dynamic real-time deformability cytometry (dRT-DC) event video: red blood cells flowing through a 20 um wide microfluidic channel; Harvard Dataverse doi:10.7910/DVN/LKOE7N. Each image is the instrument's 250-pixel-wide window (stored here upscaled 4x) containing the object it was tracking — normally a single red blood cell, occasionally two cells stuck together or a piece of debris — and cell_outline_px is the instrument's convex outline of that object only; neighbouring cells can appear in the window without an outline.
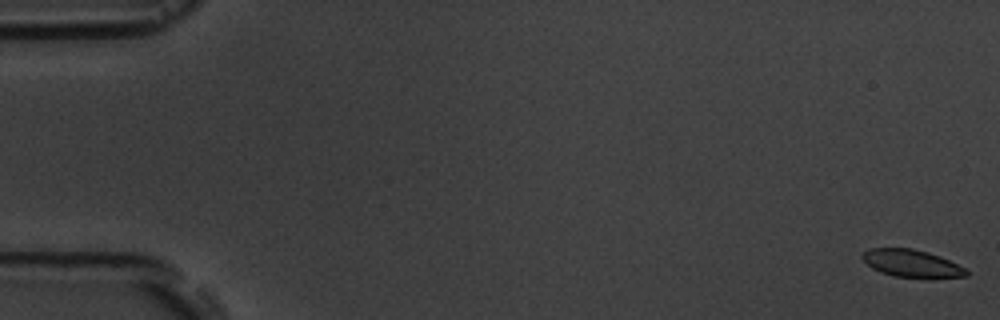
{"species": "common noctule bat (a hibernating species)", "species_latin": "Nyctalus noctula", "temperature_condition": "room temperature", "stored_images_in_passage": 6, "camera_frame_rate_fps": 3000, "um_per_image_px": 0.085, "animal": {"sex": "male", "body_mass_g": 19.5, "forearm_length_mm": 54.6}, "frame": {"image": 1, "passage_image": 1, "time_ms": 0.0, "image_size_px": [1000, 320], "cell_outline_px": [[968, 276], [896, 276], [880, 272], [872, 268], [860, 256], [868, 248], [912, 248], [928, 252], [940, 256], [964, 268], [968, 272]], "centroid_in_image_um": [77.42, 22.35], "position_along_channel_um": 7.6, "area_um2": 16.01}}
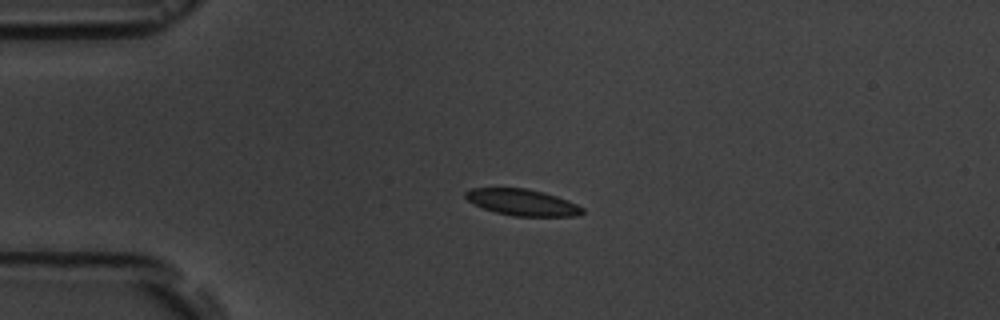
{"frame": {"image": 2, "passage_image": 4, "time_ms": 4.333, "image_size_px": [1000, 320], "cell_outline_px": [[584, 212], [580, 216], [512, 216], [496, 212], [484, 208], [468, 200], [464, 196], [464, 192], [472, 188], [524, 188], [544, 192], [568, 200], [584, 208]], "centroid_in_image_um": [44.43, 17.2], "position_along_channel_um": 40.6, "area_um2": 17.92}}
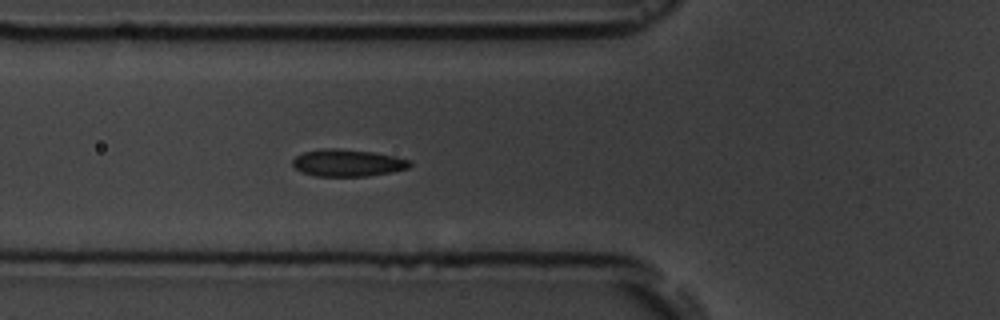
{"frame": {"image": 3, "passage_image": 6, "time_ms": 6.667, "image_size_px": [1000, 320], "cell_outline_px": [[412, 164], [408, 168], [392, 172], [368, 176], [316, 176], [300, 172], [292, 164], [292, 160], [296, 156], [304, 152], [324, 148], [336, 148], [372, 152], [396, 156], [412, 160]], "centroid_in_image_um": [29.57, 13.84], "position_along_channel_um": 96.2, "area_um2": 18.61}}